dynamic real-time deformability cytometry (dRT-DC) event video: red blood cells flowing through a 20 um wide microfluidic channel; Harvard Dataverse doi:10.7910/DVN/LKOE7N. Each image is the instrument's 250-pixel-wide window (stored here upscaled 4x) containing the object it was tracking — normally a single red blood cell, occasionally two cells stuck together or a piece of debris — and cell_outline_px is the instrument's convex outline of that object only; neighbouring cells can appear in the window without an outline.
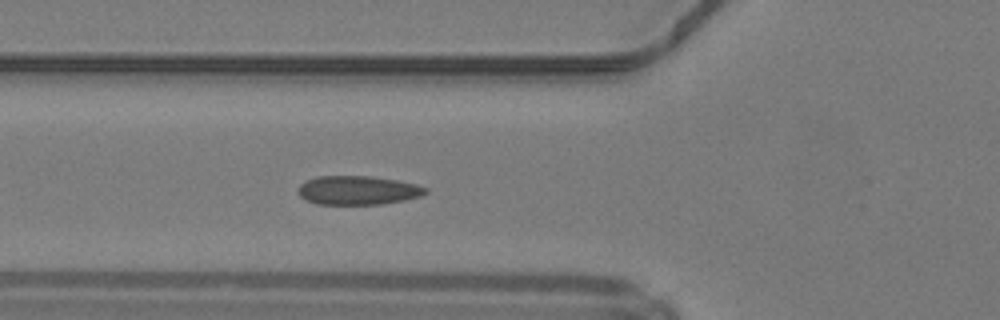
{"species": "common noctule bat (a hibernating species)", "species_latin": "Nyctalus noctula", "temperature_condition": "warm", "stored_images_in_passage": 35, "camera_frame_rate_fps": 3000, "um_per_image_px": 0.085, "animal": {"sex": "male", "body_mass_g": 19.2, "forearm_length_mm": 51.8}, "frame": {"image": 1, "passage_image": 6, "time_ms": 1.667, "image_size_px": [1000, 320], "cell_outline_px": [[428, 192], [420, 196], [404, 200], [380, 204], [316, 204], [304, 200], [296, 192], [300, 184], [316, 176], [372, 176], [396, 180], [416, 184], [428, 188]], "centroid_in_image_um": [30.39, 16.17], "position_along_channel_um": 95.4, "area_um2": 21.56}}
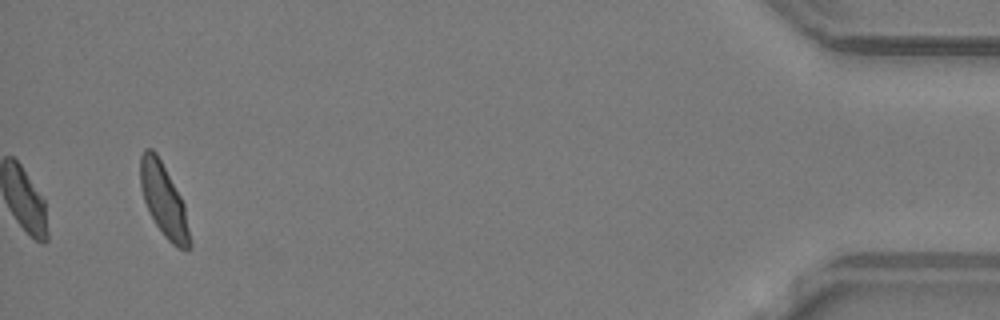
{"frame": {"image": 2, "passage_image": 35, "time_ms": 11.333, "image_size_px": [1000, 320], "cell_outline_px": [[192, 248], [188, 252], [176, 248], [164, 236], [156, 224], [144, 200], [140, 188], [140, 156], [144, 148], [152, 148], [156, 152], [180, 196], [184, 204], [192, 240]], "centroid_in_image_um": [13.95, 17.08], "position_along_channel_um": 421.3, "area_um2": 21.1}, "authors_computed_cell_mechanics": {"area_um2": 21.2126, "velocity_mm_per_s": 4.2064, "shape_relaxation_time_tau1_ms": 9.3554, "shape_relaxation_time_tau2_ms": 0.7716, "deformation_change_tau1": 0.1897, "deformation_change_tau2": 0.0543}}